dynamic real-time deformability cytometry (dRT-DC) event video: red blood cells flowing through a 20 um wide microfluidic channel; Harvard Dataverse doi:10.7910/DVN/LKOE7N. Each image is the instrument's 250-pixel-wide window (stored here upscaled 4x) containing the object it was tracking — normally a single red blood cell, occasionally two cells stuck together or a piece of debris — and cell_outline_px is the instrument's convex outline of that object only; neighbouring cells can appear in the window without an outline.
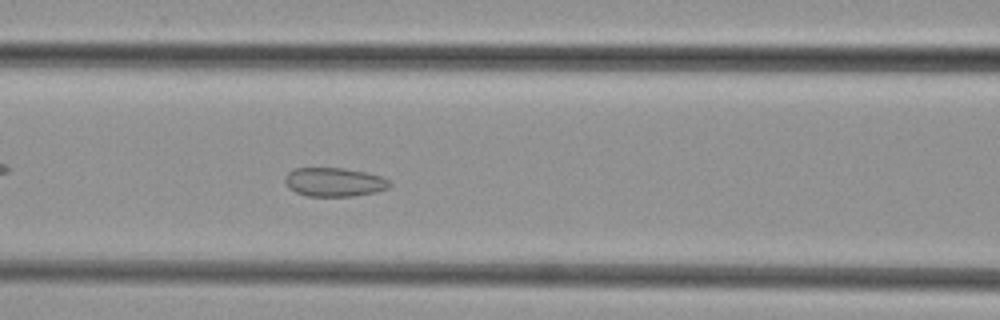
{"species": "common noctule bat (a hibernating species)", "species_latin": "Nyctalus noctula", "temperature_condition": "cold", "stored_images_in_passage": 25, "camera_frame_rate_fps": 3000, "um_per_image_px": 0.085, "animal": {"sex": "female", "body_mass_g": 29.2, "forearm_length_mm": 56.3}, "frame": {"image": 1, "passage_image": 11, "time_ms": 3.333, "image_size_px": [1000, 320], "cell_outline_px": [[392, 184], [388, 188], [376, 192], [352, 196], [308, 196], [296, 192], [288, 188], [284, 180], [284, 176], [288, 172], [296, 168], [344, 168], [364, 172], [380, 176], [388, 180]], "centroid_in_image_um": [28.39, 15.48], "position_along_channel_um": 138.2, "area_um2": 17.57}}
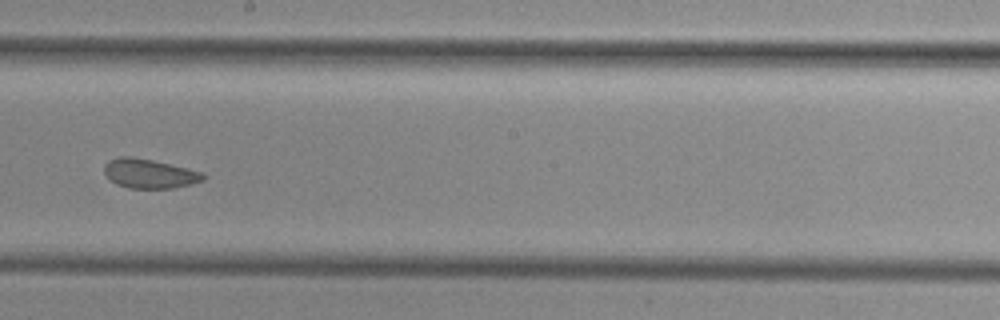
{"frame": {"image": 2, "passage_image": 18, "time_ms": 5.667, "image_size_px": [1000, 320], "cell_outline_px": [[204, 180], [192, 184], [172, 188], [128, 188], [116, 184], [104, 172], [104, 164], [108, 160], [120, 156], [132, 156], [152, 160], [188, 168], [204, 172]], "centroid_in_image_um": [12.7, 14.75], "position_along_channel_um": 235.5, "area_um2": 16.94}}
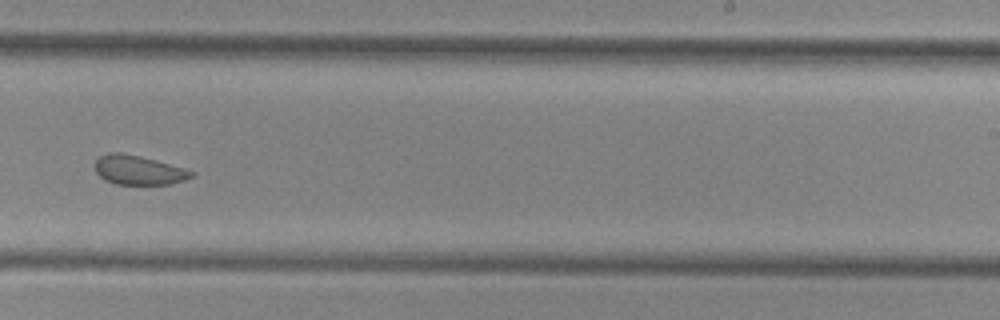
{"frame": {"image": 3, "passage_image": 21, "time_ms": 6.667, "image_size_px": [1000, 320], "cell_outline_px": [[196, 176], [184, 180], [168, 184], [116, 184], [104, 180], [96, 172], [96, 160], [100, 156], [108, 152], [120, 152], [140, 156], [184, 168], [196, 172]], "centroid_in_image_um": [11.79, 14.46], "position_along_channel_um": 277.2, "area_um2": 16.42}}